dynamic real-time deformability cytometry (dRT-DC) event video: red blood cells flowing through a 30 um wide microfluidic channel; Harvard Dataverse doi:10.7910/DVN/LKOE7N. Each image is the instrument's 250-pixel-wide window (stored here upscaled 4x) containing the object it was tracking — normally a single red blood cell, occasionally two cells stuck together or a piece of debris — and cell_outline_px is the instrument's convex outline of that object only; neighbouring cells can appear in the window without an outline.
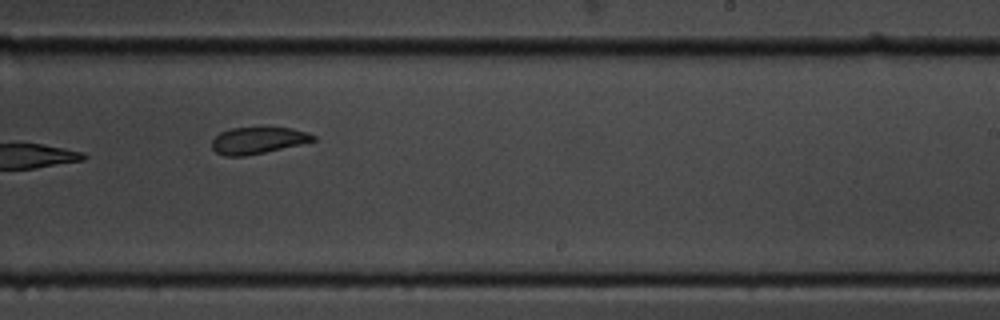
{"species": "common noctule bat (a hibernating species)", "species_latin": "Nyctalus noctula", "temperature_condition": "cold", "stored_images_in_passage": 13, "camera_frame_rate_fps": 3000, "um_per_image_px": 0.085, "animal": {"sex": "male", "body_mass_g": 19.5, "forearm_length_mm": 54.6}, "frame": {"image": 1, "passage_image": 8, "time_ms": 8.667, "image_size_px": [1000, 320], "cell_outline_px": [[316, 140], [300, 144], [264, 152], [244, 156], [224, 156], [216, 152], [212, 148], [212, 140], [220, 132], [228, 128], [264, 124], [292, 128], [308, 132], [316, 136]], "centroid_in_image_um": [21.92, 11.86], "position_along_channel_um": 267.1, "area_um2": 16.53}}
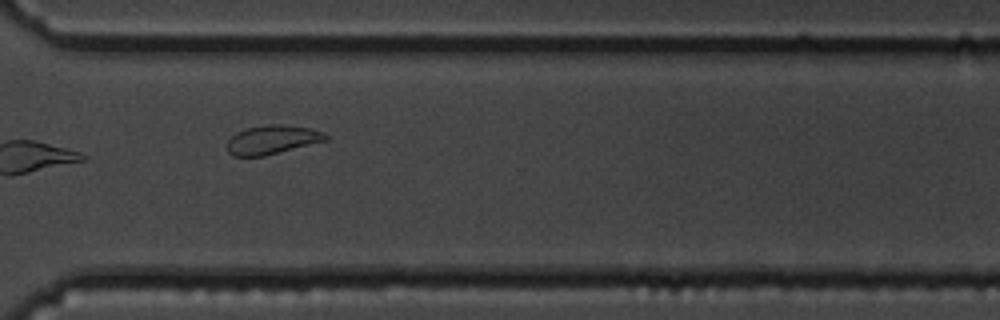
{"frame": {"image": 2, "passage_image": 10, "time_ms": 11.0, "image_size_px": [1000, 320], "cell_outline_px": [[328, 140], [264, 156], [232, 156], [228, 152], [228, 140], [236, 132], [244, 128], [264, 124], [284, 124], [308, 128], [324, 132], [328, 136]], "centroid_in_image_um": [23.13, 11.86], "position_along_channel_um": 347.5, "area_um2": 16.7}}
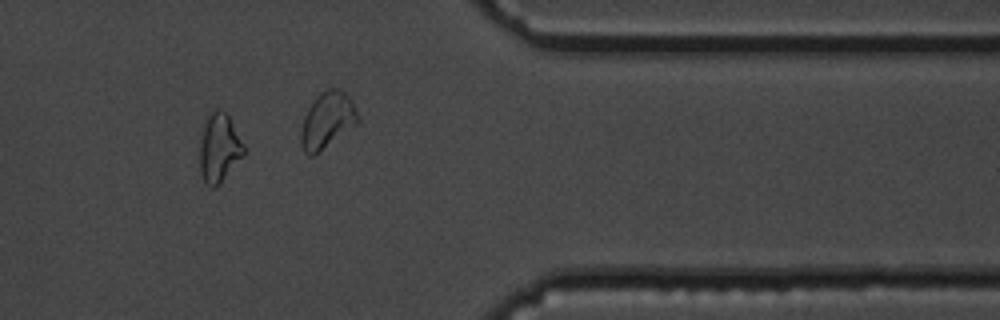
{"frame": {"image": 3, "passage_image": 11, "time_ms": 12.333, "image_size_px": [1000, 320], "cell_outline_px": [[244, 152], [216, 188], [212, 188], [204, 180], [200, 172], [200, 144], [204, 124], [212, 108], [220, 108], [228, 116], [244, 144]], "centroid_in_image_um": [18.6, 12.54], "position_along_channel_um": 392.8, "area_um2": 17.22}}